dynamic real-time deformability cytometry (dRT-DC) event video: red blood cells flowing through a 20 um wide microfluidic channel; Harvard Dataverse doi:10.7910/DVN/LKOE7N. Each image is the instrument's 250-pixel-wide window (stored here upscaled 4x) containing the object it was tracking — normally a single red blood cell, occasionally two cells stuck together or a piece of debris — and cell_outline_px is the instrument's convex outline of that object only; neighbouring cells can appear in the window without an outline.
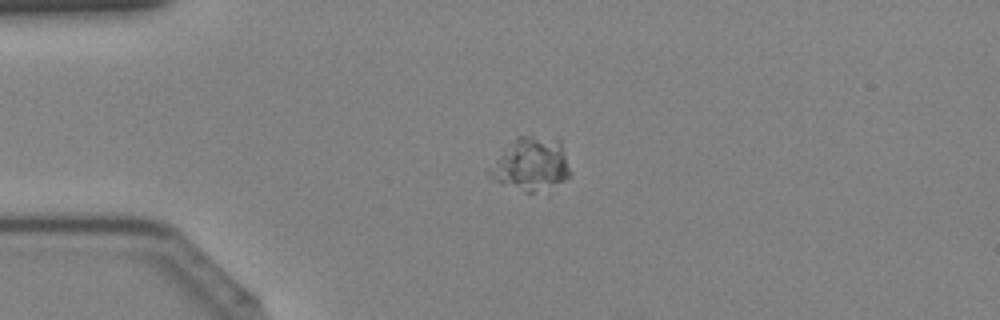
{"species": "Egyptian fruit bat (a non-hibernating species)", "species_latin": "Rousettus aegyptiacus", "temperature_condition": "cold", "stored_images_in_passage": 43, "camera_frame_rate_fps": 3000, "um_per_image_px": 0.085, "animal": {"sex": "female"}, "frame": {"image": 1, "passage_image": 11, "time_ms": 3.333, "image_size_px": [1000, 320], "cell_outline_px": [[572, 176], [564, 180], [532, 192], [524, 192], [488, 180], [488, 176], [500, 156], [516, 136], [556, 136], [560, 140], [572, 172]], "centroid_in_image_um": [45.19, 13.93], "position_along_channel_um": 39.8, "area_um2": 24.68}}
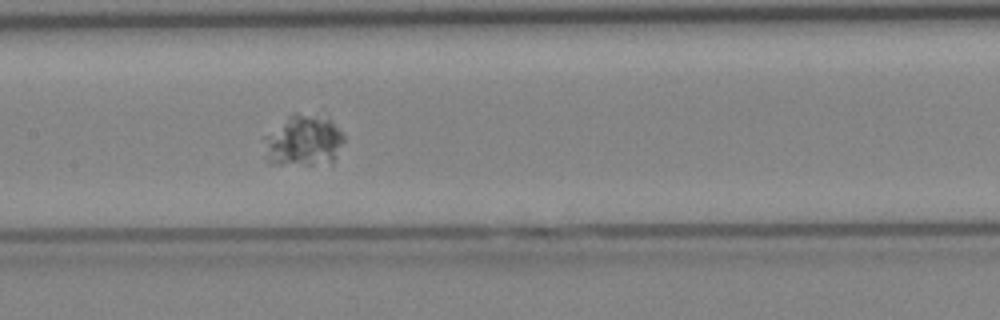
{"frame": {"image": 2, "passage_image": 22, "time_ms": 7.0, "image_size_px": [1000, 320], "cell_outline_px": [[344, 140], [332, 164], [268, 164], [264, 156], [264, 136], [292, 112], [296, 112], [328, 120], [344, 136]], "centroid_in_image_um": [25.72, 12.0], "position_along_channel_um": 181.7, "area_um2": 23.7}}
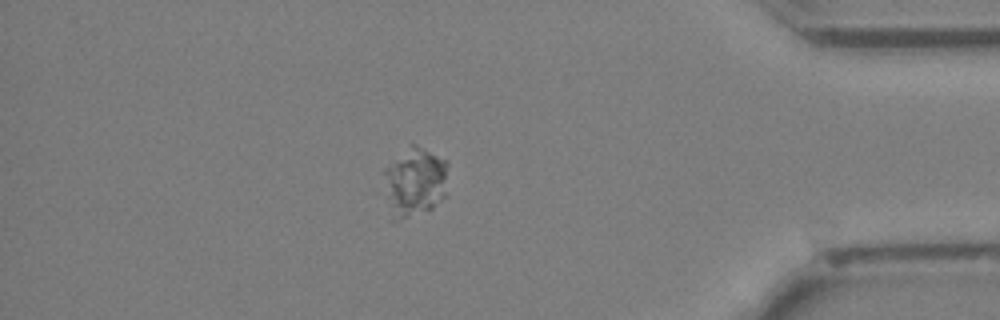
{"frame": {"image": 3, "passage_image": 38, "time_ms": 12.333, "image_size_px": [1000, 320], "cell_outline_px": [[448, 164], [444, 196], [432, 208], [396, 224], [388, 220], [384, 172], [384, 168], [412, 144], [416, 144], [448, 160]], "centroid_in_image_um": [35.21, 15.55], "position_along_channel_um": 400.0, "area_um2": 26.53}}